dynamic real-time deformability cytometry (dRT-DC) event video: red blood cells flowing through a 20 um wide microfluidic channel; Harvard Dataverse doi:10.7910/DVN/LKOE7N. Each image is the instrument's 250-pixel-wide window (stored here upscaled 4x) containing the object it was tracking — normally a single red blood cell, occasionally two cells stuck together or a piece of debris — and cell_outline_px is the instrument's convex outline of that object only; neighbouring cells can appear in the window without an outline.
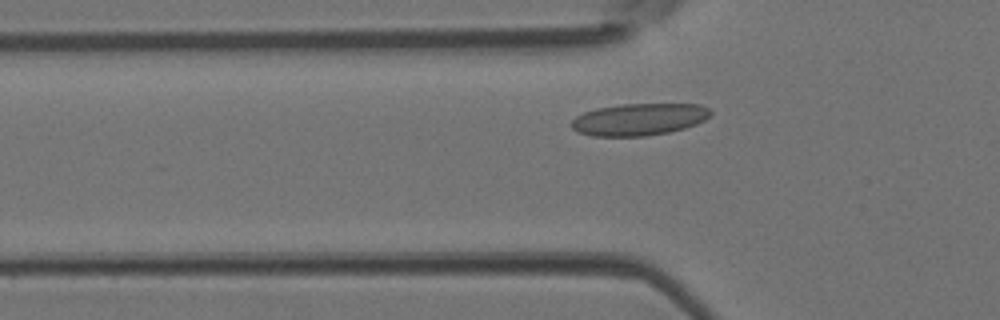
{"species": "Egyptian fruit bat (a non-hibernating species)", "species_latin": "Rousettus aegyptiacus", "temperature_condition": "room temperature", "stored_images_in_passage": 39, "camera_frame_rate_fps": 3000, "um_per_image_px": 0.085, "animal": {"sex": "female"}, "frame": {"image": 1, "passage_image": 8, "time_ms": 2.333, "image_size_px": [1000, 320], "cell_outline_px": [[712, 116], [696, 124], [684, 128], [668, 132], [644, 136], [592, 136], [576, 132], [572, 128], [572, 120], [576, 116], [584, 112], [596, 108], [624, 104], [700, 104], [708, 108], [712, 112]], "centroid_in_image_um": [54.32, 10.14], "position_along_channel_um": 71.5, "area_um2": 26.01}}
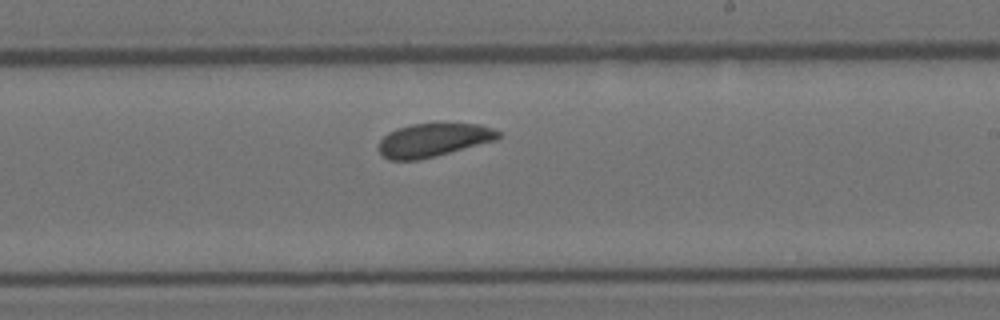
{"frame": {"image": 2, "passage_image": 21, "time_ms": 6.667, "image_size_px": [1000, 320], "cell_outline_px": [[500, 136], [496, 140], [436, 156], [420, 160], [388, 160], [376, 148], [380, 140], [388, 132], [396, 128], [412, 124], [480, 124], [492, 128], [500, 132]], "centroid_in_image_um": [36.8, 11.91], "position_along_channel_um": 252.2, "area_um2": 23.29}}
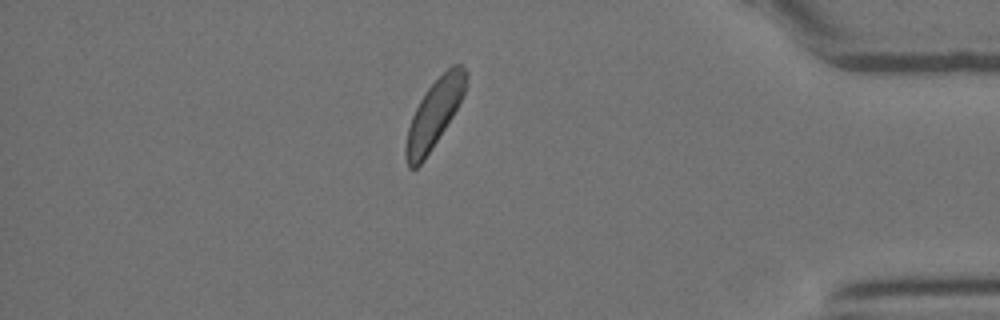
{"frame": {"image": 3, "passage_image": 34, "time_ms": 11.0, "image_size_px": [1000, 320], "cell_outline_px": [[468, 76], [464, 92], [452, 116], [432, 148], [424, 160], [416, 168], [408, 168], [404, 156], [404, 148], [408, 128], [412, 116], [420, 100], [428, 88], [452, 64], [460, 64], [468, 72]], "centroid_in_image_um": [36.89, 9.69], "position_along_channel_um": 398.3, "area_um2": 23.29}, "authors_computed_cell_mechanics": {"area_um2": 24.1026, "velocity_mm_per_s": 4.1621, "shape_relaxation_time_tau1_ms": 5.7682, "shape_relaxation_time_tau2_ms": null, "deformation_change_tau1": 0.0929, "deformation_change_tau2": null}}